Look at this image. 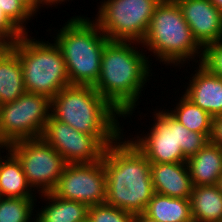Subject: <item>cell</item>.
Wrapping results in <instances>:
<instances>
[{
    "label": "cell",
    "mask_w": 222,
    "mask_h": 222,
    "mask_svg": "<svg viewBox=\"0 0 222 222\" xmlns=\"http://www.w3.org/2000/svg\"><path fill=\"white\" fill-rule=\"evenodd\" d=\"M153 69L141 43L109 41L104 47L100 75L93 87L124 116V121L130 119L132 122L135 115L140 116L137 118L141 122L144 116L139 111L142 108L138 107L143 99L140 97L153 80Z\"/></svg>",
    "instance_id": "1"
},
{
    "label": "cell",
    "mask_w": 222,
    "mask_h": 222,
    "mask_svg": "<svg viewBox=\"0 0 222 222\" xmlns=\"http://www.w3.org/2000/svg\"><path fill=\"white\" fill-rule=\"evenodd\" d=\"M102 162L106 171L105 203L143 213L154 194L151 163L146 156L123 133L106 148Z\"/></svg>",
    "instance_id": "2"
},
{
    "label": "cell",
    "mask_w": 222,
    "mask_h": 222,
    "mask_svg": "<svg viewBox=\"0 0 222 222\" xmlns=\"http://www.w3.org/2000/svg\"><path fill=\"white\" fill-rule=\"evenodd\" d=\"M51 115L79 132L96 136L106 147L124 133V116L93 86L69 85L60 90L51 99Z\"/></svg>",
    "instance_id": "3"
},
{
    "label": "cell",
    "mask_w": 222,
    "mask_h": 222,
    "mask_svg": "<svg viewBox=\"0 0 222 222\" xmlns=\"http://www.w3.org/2000/svg\"><path fill=\"white\" fill-rule=\"evenodd\" d=\"M141 44L151 64L155 58L156 63L171 68L170 72L172 68L199 64L203 55V48L194 39L175 0H161L156 6Z\"/></svg>",
    "instance_id": "4"
},
{
    "label": "cell",
    "mask_w": 222,
    "mask_h": 222,
    "mask_svg": "<svg viewBox=\"0 0 222 222\" xmlns=\"http://www.w3.org/2000/svg\"><path fill=\"white\" fill-rule=\"evenodd\" d=\"M63 22L59 29L52 28L54 32L50 27L46 31L62 52L70 85L94 86L100 75L104 47L110 40L85 14Z\"/></svg>",
    "instance_id": "5"
},
{
    "label": "cell",
    "mask_w": 222,
    "mask_h": 222,
    "mask_svg": "<svg viewBox=\"0 0 222 222\" xmlns=\"http://www.w3.org/2000/svg\"><path fill=\"white\" fill-rule=\"evenodd\" d=\"M154 108L149 109L150 113L154 111L150 116L152 124H144L146 126L142 129L143 132L141 127L134 131L135 135L124 130V134L127 133L126 136L150 163L186 162L209 142L204 134L190 131L174 119L164 109V105Z\"/></svg>",
    "instance_id": "6"
},
{
    "label": "cell",
    "mask_w": 222,
    "mask_h": 222,
    "mask_svg": "<svg viewBox=\"0 0 222 222\" xmlns=\"http://www.w3.org/2000/svg\"><path fill=\"white\" fill-rule=\"evenodd\" d=\"M31 35L23 34L9 47L19 57L26 92L52 99L70 85L65 61L60 48L52 39L46 41Z\"/></svg>",
    "instance_id": "7"
},
{
    "label": "cell",
    "mask_w": 222,
    "mask_h": 222,
    "mask_svg": "<svg viewBox=\"0 0 222 222\" xmlns=\"http://www.w3.org/2000/svg\"><path fill=\"white\" fill-rule=\"evenodd\" d=\"M92 19L110 41L142 43L161 0H99ZM100 4V5H99ZM96 16V17H95Z\"/></svg>",
    "instance_id": "8"
},
{
    "label": "cell",
    "mask_w": 222,
    "mask_h": 222,
    "mask_svg": "<svg viewBox=\"0 0 222 222\" xmlns=\"http://www.w3.org/2000/svg\"><path fill=\"white\" fill-rule=\"evenodd\" d=\"M51 116V99L25 92L18 99L0 105V146L42 137Z\"/></svg>",
    "instance_id": "9"
},
{
    "label": "cell",
    "mask_w": 222,
    "mask_h": 222,
    "mask_svg": "<svg viewBox=\"0 0 222 222\" xmlns=\"http://www.w3.org/2000/svg\"><path fill=\"white\" fill-rule=\"evenodd\" d=\"M7 148L20 161L28 185L37 195L55 188L67 163L42 137L19 140Z\"/></svg>",
    "instance_id": "10"
},
{
    "label": "cell",
    "mask_w": 222,
    "mask_h": 222,
    "mask_svg": "<svg viewBox=\"0 0 222 222\" xmlns=\"http://www.w3.org/2000/svg\"><path fill=\"white\" fill-rule=\"evenodd\" d=\"M55 196L88 206L106 201V171L103 162L67 164L55 188Z\"/></svg>",
    "instance_id": "11"
},
{
    "label": "cell",
    "mask_w": 222,
    "mask_h": 222,
    "mask_svg": "<svg viewBox=\"0 0 222 222\" xmlns=\"http://www.w3.org/2000/svg\"><path fill=\"white\" fill-rule=\"evenodd\" d=\"M42 138L67 164L101 161L107 148L96 136L79 132L52 115L46 123Z\"/></svg>",
    "instance_id": "12"
},
{
    "label": "cell",
    "mask_w": 222,
    "mask_h": 222,
    "mask_svg": "<svg viewBox=\"0 0 222 222\" xmlns=\"http://www.w3.org/2000/svg\"><path fill=\"white\" fill-rule=\"evenodd\" d=\"M188 68L191 73L186 76L187 83L183 82L185 85L184 90L176 89L179 93H182L195 105L208 112L212 117L219 116L222 114V78L211 74L205 67L199 64H191L182 66L176 69V72L182 71L181 68ZM192 67V68H191ZM196 70H195V69ZM182 92H180V91Z\"/></svg>",
    "instance_id": "13"
},
{
    "label": "cell",
    "mask_w": 222,
    "mask_h": 222,
    "mask_svg": "<svg viewBox=\"0 0 222 222\" xmlns=\"http://www.w3.org/2000/svg\"><path fill=\"white\" fill-rule=\"evenodd\" d=\"M175 1L202 48L222 39V13L209 0Z\"/></svg>",
    "instance_id": "14"
},
{
    "label": "cell",
    "mask_w": 222,
    "mask_h": 222,
    "mask_svg": "<svg viewBox=\"0 0 222 222\" xmlns=\"http://www.w3.org/2000/svg\"><path fill=\"white\" fill-rule=\"evenodd\" d=\"M154 193L173 198H190L193 185L186 162L151 163Z\"/></svg>",
    "instance_id": "15"
},
{
    "label": "cell",
    "mask_w": 222,
    "mask_h": 222,
    "mask_svg": "<svg viewBox=\"0 0 222 222\" xmlns=\"http://www.w3.org/2000/svg\"><path fill=\"white\" fill-rule=\"evenodd\" d=\"M36 203L35 222H81L88 217V205L61 199L52 192L38 195Z\"/></svg>",
    "instance_id": "16"
},
{
    "label": "cell",
    "mask_w": 222,
    "mask_h": 222,
    "mask_svg": "<svg viewBox=\"0 0 222 222\" xmlns=\"http://www.w3.org/2000/svg\"><path fill=\"white\" fill-rule=\"evenodd\" d=\"M28 185L22 165L7 148L0 146V197L37 198Z\"/></svg>",
    "instance_id": "17"
},
{
    "label": "cell",
    "mask_w": 222,
    "mask_h": 222,
    "mask_svg": "<svg viewBox=\"0 0 222 222\" xmlns=\"http://www.w3.org/2000/svg\"><path fill=\"white\" fill-rule=\"evenodd\" d=\"M192 185H217L222 174V149L208 142L200 151L186 160Z\"/></svg>",
    "instance_id": "18"
},
{
    "label": "cell",
    "mask_w": 222,
    "mask_h": 222,
    "mask_svg": "<svg viewBox=\"0 0 222 222\" xmlns=\"http://www.w3.org/2000/svg\"><path fill=\"white\" fill-rule=\"evenodd\" d=\"M35 18L19 0H0V40L8 46L14 44L30 33L28 24Z\"/></svg>",
    "instance_id": "19"
},
{
    "label": "cell",
    "mask_w": 222,
    "mask_h": 222,
    "mask_svg": "<svg viewBox=\"0 0 222 222\" xmlns=\"http://www.w3.org/2000/svg\"><path fill=\"white\" fill-rule=\"evenodd\" d=\"M25 92L19 57L7 46L0 53V105L18 99Z\"/></svg>",
    "instance_id": "20"
},
{
    "label": "cell",
    "mask_w": 222,
    "mask_h": 222,
    "mask_svg": "<svg viewBox=\"0 0 222 222\" xmlns=\"http://www.w3.org/2000/svg\"><path fill=\"white\" fill-rule=\"evenodd\" d=\"M173 93H175L174 95H177L175 96L176 102H174V99H172L173 101L171 102L169 100L168 103H170L171 106H168V108L164 107V109L188 130L202 133L209 139L212 126V116L195 105L182 93L179 94V97L178 94H176L177 91H174ZM172 106L173 108H171Z\"/></svg>",
    "instance_id": "21"
},
{
    "label": "cell",
    "mask_w": 222,
    "mask_h": 222,
    "mask_svg": "<svg viewBox=\"0 0 222 222\" xmlns=\"http://www.w3.org/2000/svg\"><path fill=\"white\" fill-rule=\"evenodd\" d=\"M189 200L192 219L222 222V192L217 185L194 186Z\"/></svg>",
    "instance_id": "22"
},
{
    "label": "cell",
    "mask_w": 222,
    "mask_h": 222,
    "mask_svg": "<svg viewBox=\"0 0 222 222\" xmlns=\"http://www.w3.org/2000/svg\"><path fill=\"white\" fill-rule=\"evenodd\" d=\"M144 215L156 222H189L192 219L189 198H173L154 193Z\"/></svg>",
    "instance_id": "23"
},
{
    "label": "cell",
    "mask_w": 222,
    "mask_h": 222,
    "mask_svg": "<svg viewBox=\"0 0 222 222\" xmlns=\"http://www.w3.org/2000/svg\"><path fill=\"white\" fill-rule=\"evenodd\" d=\"M36 199L0 197V222H35Z\"/></svg>",
    "instance_id": "24"
},
{
    "label": "cell",
    "mask_w": 222,
    "mask_h": 222,
    "mask_svg": "<svg viewBox=\"0 0 222 222\" xmlns=\"http://www.w3.org/2000/svg\"><path fill=\"white\" fill-rule=\"evenodd\" d=\"M135 214L107 203L91 205L88 208L90 222H133Z\"/></svg>",
    "instance_id": "25"
},
{
    "label": "cell",
    "mask_w": 222,
    "mask_h": 222,
    "mask_svg": "<svg viewBox=\"0 0 222 222\" xmlns=\"http://www.w3.org/2000/svg\"><path fill=\"white\" fill-rule=\"evenodd\" d=\"M200 64L211 74L222 78V39L203 48Z\"/></svg>",
    "instance_id": "26"
},
{
    "label": "cell",
    "mask_w": 222,
    "mask_h": 222,
    "mask_svg": "<svg viewBox=\"0 0 222 222\" xmlns=\"http://www.w3.org/2000/svg\"><path fill=\"white\" fill-rule=\"evenodd\" d=\"M209 142L222 149V114L212 117L211 133Z\"/></svg>",
    "instance_id": "27"
},
{
    "label": "cell",
    "mask_w": 222,
    "mask_h": 222,
    "mask_svg": "<svg viewBox=\"0 0 222 222\" xmlns=\"http://www.w3.org/2000/svg\"><path fill=\"white\" fill-rule=\"evenodd\" d=\"M35 17L41 14L39 0H19Z\"/></svg>",
    "instance_id": "28"
},
{
    "label": "cell",
    "mask_w": 222,
    "mask_h": 222,
    "mask_svg": "<svg viewBox=\"0 0 222 222\" xmlns=\"http://www.w3.org/2000/svg\"><path fill=\"white\" fill-rule=\"evenodd\" d=\"M69 1L70 0H39L41 12H42V9L44 8H47L46 10H49L50 8L52 9V7L53 9L55 8L57 9L59 5L64 6L65 2L67 4V2L70 3V2H73L74 0H71L70 2Z\"/></svg>",
    "instance_id": "29"
},
{
    "label": "cell",
    "mask_w": 222,
    "mask_h": 222,
    "mask_svg": "<svg viewBox=\"0 0 222 222\" xmlns=\"http://www.w3.org/2000/svg\"><path fill=\"white\" fill-rule=\"evenodd\" d=\"M133 222H156V221L150 219L149 217H147L143 213H138V214H135V216L133 218Z\"/></svg>",
    "instance_id": "30"
},
{
    "label": "cell",
    "mask_w": 222,
    "mask_h": 222,
    "mask_svg": "<svg viewBox=\"0 0 222 222\" xmlns=\"http://www.w3.org/2000/svg\"><path fill=\"white\" fill-rule=\"evenodd\" d=\"M222 13V0H209Z\"/></svg>",
    "instance_id": "31"
},
{
    "label": "cell",
    "mask_w": 222,
    "mask_h": 222,
    "mask_svg": "<svg viewBox=\"0 0 222 222\" xmlns=\"http://www.w3.org/2000/svg\"><path fill=\"white\" fill-rule=\"evenodd\" d=\"M217 186H218L219 190L222 192V174L218 179Z\"/></svg>",
    "instance_id": "32"
},
{
    "label": "cell",
    "mask_w": 222,
    "mask_h": 222,
    "mask_svg": "<svg viewBox=\"0 0 222 222\" xmlns=\"http://www.w3.org/2000/svg\"><path fill=\"white\" fill-rule=\"evenodd\" d=\"M8 45H6L2 40H0V53L7 47Z\"/></svg>",
    "instance_id": "33"
},
{
    "label": "cell",
    "mask_w": 222,
    "mask_h": 222,
    "mask_svg": "<svg viewBox=\"0 0 222 222\" xmlns=\"http://www.w3.org/2000/svg\"><path fill=\"white\" fill-rule=\"evenodd\" d=\"M189 222H200V221L195 220V219H191Z\"/></svg>",
    "instance_id": "34"
},
{
    "label": "cell",
    "mask_w": 222,
    "mask_h": 222,
    "mask_svg": "<svg viewBox=\"0 0 222 222\" xmlns=\"http://www.w3.org/2000/svg\"><path fill=\"white\" fill-rule=\"evenodd\" d=\"M81 222H90V220L88 218H86L85 220H83Z\"/></svg>",
    "instance_id": "35"
}]
</instances>
